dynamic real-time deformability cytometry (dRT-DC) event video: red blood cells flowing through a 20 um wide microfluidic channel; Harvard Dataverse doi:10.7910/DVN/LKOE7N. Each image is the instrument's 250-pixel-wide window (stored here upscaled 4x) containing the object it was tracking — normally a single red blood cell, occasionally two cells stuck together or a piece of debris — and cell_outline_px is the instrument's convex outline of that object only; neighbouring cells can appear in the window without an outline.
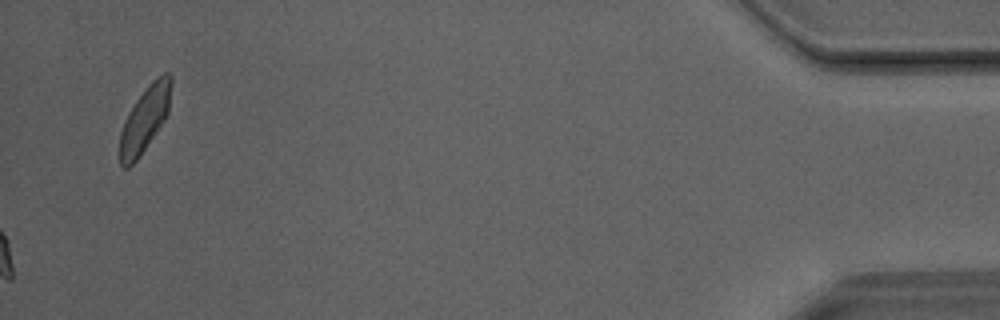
{"species": "Egyptian fruit bat (a non-hibernating species)", "species_latin": "Rousettus aegyptiacus", "temperature_condition": "room temperature", "stored_images_in_passage": 32, "camera_frame_rate_fps": 3000, "um_per_image_px": 0.085, "animal": {"sex": "male"}, "frame": {"image": 1, "passage_image": 32, "time_ms": 10.333, "image_size_px": [1000, 320], "cell_outline_px": [[172, 84], [168, 112], [164, 120], [136, 160], [128, 168], [124, 168], [120, 164], [120, 132], [124, 120], [128, 112], [144, 88], [152, 80], [164, 72], [168, 72], [172, 76]], "centroid_in_image_um": [12.31, 10.07], "position_along_channel_um": 422.9, "area_um2": 19.42}}